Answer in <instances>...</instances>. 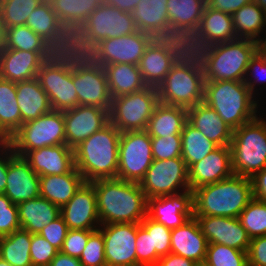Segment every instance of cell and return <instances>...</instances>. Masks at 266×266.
Returning a JSON list of instances; mask_svg holds the SVG:
<instances>
[{
	"instance_id": "cell-25",
	"label": "cell",
	"mask_w": 266,
	"mask_h": 266,
	"mask_svg": "<svg viewBox=\"0 0 266 266\" xmlns=\"http://www.w3.org/2000/svg\"><path fill=\"white\" fill-rule=\"evenodd\" d=\"M43 63L42 52L3 49L0 52V77L15 83L32 80Z\"/></svg>"
},
{
	"instance_id": "cell-51",
	"label": "cell",
	"mask_w": 266,
	"mask_h": 266,
	"mask_svg": "<svg viewBox=\"0 0 266 266\" xmlns=\"http://www.w3.org/2000/svg\"><path fill=\"white\" fill-rule=\"evenodd\" d=\"M153 160H167L181 157L182 138L181 135L166 137H151Z\"/></svg>"
},
{
	"instance_id": "cell-16",
	"label": "cell",
	"mask_w": 266,
	"mask_h": 266,
	"mask_svg": "<svg viewBox=\"0 0 266 266\" xmlns=\"http://www.w3.org/2000/svg\"><path fill=\"white\" fill-rule=\"evenodd\" d=\"M107 266H137V223L100 225Z\"/></svg>"
},
{
	"instance_id": "cell-4",
	"label": "cell",
	"mask_w": 266,
	"mask_h": 266,
	"mask_svg": "<svg viewBox=\"0 0 266 266\" xmlns=\"http://www.w3.org/2000/svg\"><path fill=\"white\" fill-rule=\"evenodd\" d=\"M253 96L244 81L204 82L203 102L213 108L233 130L258 116V102Z\"/></svg>"
},
{
	"instance_id": "cell-50",
	"label": "cell",
	"mask_w": 266,
	"mask_h": 266,
	"mask_svg": "<svg viewBox=\"0 0 266 266\" xmlns=\"http://www.w3.org/2000/svg\"><path fill=\"white\" fill-rule=\"evenodd\" d=\"M79 260L83 266H107L104 251V238L99 229L95 230L89 236Z\"/></svg>"
},
{
	"instance_id": "cell-40",
	"label": "cell",
	"mask_w": 266,
	"mask_h": 266,
	"mask_svg": "<svg viewBox=\"0 0 266 266\" xmlns=\"http://www.w3.org/2000/svg\"><path fill=\"white\" fill-rule=\"evenodd\" d=\"M202 34L212 41L225 43L237 38L232 15L208 7L204 8L201 18Z\"/></svg>"
},
{
	"instance_id": "cell-43",
	"label": "cell",
	"mask_w": 266,
	"mask_h": 266,
	"mask_svg": "<svg viewBox=\"0 0 266 266\" xmlns=\"http://www.w3.org/2000/svg\"><path fill=\"white\" fill-rule=\"evenodd\" d=\"M219 43L207 38L201 34L192 43L191 55L187 67L203 79L207 77L210 71L211 57L216 53Z\"/></svg>"
},
{
	"instance_id": "cell-45",
	"label": "cell",
	"mask_w": 266,
	"mask_h": 266,
	"mask_svg": "<svg viewBox=\"0 0 266 266\" xmlns=\"http://www.w3.org/2000/svg\"><path fill=\"white\" fill-rule=\"evenodd\" d=\"M43 0H0V17L5 27L25 25L30 14Z\"/></svg>"
},
{
	"instance_id": "cell-22",
	"label": "cell",
	"mask_w": 266,
	"mask_h": 266,
	"mask_svg": "<svg viewBox=\"0 0 266 266\" xmlns=\"http://www.w3.org/2000/svg\"><path fill=\"white\" fill-rule=\"evenodd\" d=\"M208 243H216L248 251L251 238L239 218L194 216Z\"/></svg>"
},
{
	"instance_id": "cell-41",
	"label": "cell",
	"mask_w": 266,
	"mask_h": 266,
	"mask_svg": "<svg viewBox=\"0 0 266 266\" xmlns=\"http://www.w3.org/2000/svg\"><path fill=\"white\" fill-rule=\"evenodd\" d=\"M182 152L181 157L186 163L188 169L195 163L205 158L209 153L215 150L218 145L208 140L198 129L189 122L184 126L181 132Z\"/></svg>"
},
{
	"instance_id": "cell-24",
	"label": "cell",
	"mask_w": 266,
	"mask_h": 266,
	"mask_svg": "<svg viewBox=\"0 0 266 266\" xmlns=\"http://www.w3.org/2000/svg\"><path fill=\"white\" fill-rule=\"evenodd\" d=\"M23 158L39 176L62 175L74 167V150L67 145L45 146L28 151Z\"/></svg>"
},
{
	"instance_id": "cell-66",
	"label": "cell",
	"mask_w": 266,
	"mask_h": 266,
	"mask_svg": "<svg viewBox=\"0 0 266 266\" xmlns=\"http://www.w3.org/2000/svg\"><path fill=\"white\" fill-rule=\"evenodd\" d=\"M265 28H266V24H265L264 29ZM265 33H266V31H265ZM264 38L263 39L259 38L256 41L257 42V51L260 52L261 54H266V37H264Z\"/></svg>"
},
{
	"instance_id": "cell-6",
	"label": "cell",
	"mask_w": 266,
	"mask_h": 266,
	"mask_svg": "<svg viewBox=\"0 0 266 266\" xmlns=\"http://www.w3.org/2000/svg\"><path fill=\"white\" fill-rule=\"evenodd\" d=\"M7 142L13 152L21 157L30 150L66 145L63 112L52 110L35 120L23 123Z\"/></svg>"
},
{
	"instance_id": "cell-52",
	"label": "cell",
	"mask_w": 266,
	"mask_h": 266,
	"mask_svg": "<svg viewBox=\"0 0 266 266\" xmlns=\"http://www.w3.org/2000/svg\"><path fill=\"white\" fill-rule=\"evenodd\" d=\"M59 252L40 234H31L30 258L32 266H49Z\"/></svg>"
},
{
	"instance_id": "cell-19",
	"label": "cell",
	"mask_w": 266,
	"mask_h": 266,
	"mask_svg": "<svg viewBox=\"0 0 266 266\" xmlns=\"http://www.w3.org/2000/svg\"><path fill=\"white\" fill-rule=\"evenodd\" d=\"M66 145L74 149L109 123V111L97 106L77 105L63 111Z\"/></svg>"
},
{
	"instance_id": "cell-65",
	"label": "cell",
	"mask_w": 266,
	"mask_h": 266,
	"mask_svg": "<svg viewBox=\"0 0 266 266\" xmlns=\"http://www.w3.org/2000/svg\"><path fill=\"white\" fill-rule=\"evenodd\" d=\"M5 40H6V27L2 18L0 17V52L5 47Z\"/></svg>"
},
{
	"instance_id": "cell-23",
	"label": "cell",
	"mask_w": 266,
	"mask_h": 266,
	"mask_svg": "<svg viewBox=\"0 0 266 266\" xmlns=\"http://www.w3.org/2000/svg\"><path fill=\"white\" fill-rule=\"evenodd\" d=\"M233 174L230 146H218L189 168L190 190L216 183Z\"/></svg>"
},
{
	"instance_id": "cell-5",
	"label": "cell",
	"mask_w": 266,
	"mask_h": 266,
	"mask_svg": "<svg viewBox=\"0 0 266 266\" xmlns=\"http://www.w3.org/2000/svg\"><path fill=\"white\" fill-rule=\"evenodd\" d=\"M230 149L235 175L252 178L263 170L266 167V121L256 117L234 129Z\"/></svg>"
},
{
	"instance_id": "cell-63",
	"label": "cell",
	"mask_w": 266,
	"mask_h": 266,
	"mask_svg": "<svg viewBox=\"0 0 266 266\" xmlns=\"http://www.w3.org/2000/svg\"><path fill=\"white\" fill-rule=\"evenodd\" d=\"M49 266H83L79 258L69 256L59 251Z\"/></svg>"
},
{
	"instance_id": "cell-13",
	"label": "cell",
	"mask_w": 266,
	"mask_h": 266,
	"mask_svg": "<svg viewBox=\"0 0 266 266\" xmlns=\"http://www.w3.org/2000/svg\"><path fill=\"white\" fill-rule=\"evenodd\" d=\"M94 47L103 39H112L138 31L130 12L104 3L97 7L79 28Z\"/></svg>"
},
{
	"instance_id": "cell-34",
	"label": "cell",
	"mask_w": 266,
	"mask_h": 266,
	"mask_svg": "<svg viewBox=\"0 0 266 266\" xmlns=\"http://www.w3.org/2000/svg\"><path fill=\"white\" fill-rule=\"evenodd\" d=\"M201 34V22H196L172 28L162 37L169 49L171 67H187L192 43Z\"/></svg>"
},
{
	"instance_id": "cell-61",
	"label": "cell",
	"mask_w": 266,
	"mask_h": 266,
	"mask_svg": "<svg viewBox=\"0 0 266 266\" xmlns=\"http://www.w3.org/2000/svg\"><path fill=\"white\" fill-rule=\"evenodd\" d=\"M2 148V149H1ZM0 194H4L7 184V168H8V142L0 141Z\"/></svg>"
},
{
	"instance_id": "cell-49",
	"label": "cell",
	"mask_w": 266,
	"mask_h": 266,
	"mask_svg": "<svg viewBox=\"0 0 266 266\" xmlns=\"http://www.w3.org/2000/svg\"><path fill=\"white\" fill-rule=\"evenodd\" d=\"M140 224L151 234L152 250L163 257L171 253V230L146 216Z\"/></svg>"
},
{
	"instance_id": "cell-55",
	"label": "cell",
	"mask_w": 266,
	"mask_h": 266,
	"mask_svg": "<svg viewBox=\"0 0 266 266\" xmlns=\"http://www.w3.org/2000/svg\"><path fill=\"white\" fill-rule=\"evenodd\" d=\"M260 81L266 82V54H261L257 51L255 55L250 59L244 83L250 89V92L254 95L256 84L259 82L258 85H260Z\"/></svg>"
},
{
	"instance_id": "cell-38",
	"label": "cell",
	"mask_w": 266,
	"mask_h": 266,
	"mask_svg": "<svg viewBox=\"0 0 266 266\" xmlns=\"http://www.w3.org/2000/svg\"><path fill=\"white\" fill-rule=\"evenodd\" d=\"M234 31L237 38L257 41L266 24V12L251 2L232 14Z\"/></svg>"
},
{
	"instance_id": "cell-44",
	"label": "cell",
	"mask_w": 266,
	"mask_h": 266,
	"mask_svg": "<svg viewBox=\"0 0 266 266\" xmlns=\"http://www.w3.org/2000/svg\"><path fill=\"white\" fill-rule=\"evenodd\" d=\"M41 38L57 33L63 26L53 11L51 2H42L28 17L26 23Z\"/></svg>"
},
{
	"instance_id": "cell-1",
	"label": "cell",
	"mask_w": 266,
	"mask_h": 266,
	"mask_svg": "<svg viewBox=\"0 0 266 266\" xmlns=\"http://www.w3.org/2000/svg\"><path fill=\"white\" fill-rule=\"evenodd\" d=\"M95 189L101 225L140 223L147 216V198L139 183L119 178L90 182Z\"/></svg>"
},
{
	"instance_id": "cell-47",
	"label": "cell",
	"mask_w": 266,
	"mask_h": 266,
	"mask_svg": "<svg viewBox=\"0 0 266 266\" xmlns=\"http://www.w3.org/2000/svg\"><path fill=\"white\" fill-rule=\"evenodd\" d=\"M4 49L42 52V38L26 25L9 27L6 28Z\"/></svg>"
},
{
	"instance_id": "cell-7",
	"label": "cell",
	"mask_w": 266,
	"mask_h": 266,
	"mask_svg": "<svg viewBox=\"0 0 266 266\" xmlns=\"http://www.w3.org/2000/svg\"><path fill=\"white\" fill-rule=\"evenodd\" d=\"M156 87L112 98L109 122L120 132L146 130L148 121L159 104Z\"/></svg>"
},
{
	"instance_id": "cell-11",
	"label": "cell",
	"mask_w": 266,
	"mask_h": 266,
	"mask_svg": "<svg viewBox=\"0 0 266 266\" xmlns=\"http://www.w3.org/2000/svg\"><path fill=\"white\" fill-rule=\"evenodd\" d=\"M139 185L147 199L190 190L189 169L182 157L153 160Z\"/></svg>"
},
{
	"instance_id": "cell-58",
	"label": "cell",
	"mask_w": 266,
	"mask_h": 266,
	"mask_svg": "<svg viewBox=\"0 0 266 266\" xmlns=\"http://www.w3.org/2000/svg\"><path fill=\"white\" fill-rule=\"evenodd\" d=\"M247 258L248 266H266V235L251 239Z\"/></svg>"
},
{
	"instance_id": "cell-60",
	"label": "cell",
	"mask_w": 266,
	"mask_h": 266,
	"mask_svg": "<svg viewBox=\"0 0 266 266\" xmlns=\"http://www.w3.org/2000/svg\"><path fill=\"white\" fill-rule=\"evenodd\" d=\"M253 198L266 202V167L252 178Z\"/></svg>"
},
{
	"instance_id": "cell-10",
	"label": "cell",
	"mask_w": 266,
	"mask_h": 266,
	"mask_svg": "<svg viewBox=\"0 0 266 266\" xmlns=\"http://www.w3.org/2000/svg\"><path fill=\"white\" fill-rule=\"evenodd\" d=\"M152 162L151 137L146 130L121 132L117 178L140 183Z\"/></svg>"
},
{
	"instance_id": "cell-12",
	"label": "cell",
	"mask_w": 266,
	"mask_h": 266,
	"mask_svg": "<svg viewBox=\"0 0 266 266\" xmlns=\"http://www.w3.org/2000/svg\"><path fill=\"white\" fill-rule=\"evenodd\" d=\"M204 82L188 67H171L157 87L159 102L189 109L204 101Z\"/></svg>"
},
{
	"instance_id": "cell-8",
	"label": "cell",
	"mask_w": 266,
	"mask_h": 266,
	"mask_svg": "<svg viewBox=\"0 0 266 266\" xmlns=\"http://www.w3.org/2000/svg\"><path fill=\"white\" fill-rule=\"evenodd\" d=\"M42 57L46 63L74 68L93 61V47L79 28L62 27L54 35L42 38Z\"/></svg>"
},
{
	"instance_id": "cell-64",
	"label": "cell",
	"mask_w": 266,
	"mask_h": 266,
	"mask_svg": "<svg viewBox=\"0 0 266 266\" xmlns=\"http://www.w3.org/2000/svg\"><path fill=\"white\" fill-rule=\"evenodd\" d=\"M140 0H104V3L125 12H132Z\"/></svg>"
},
{
	"instance_id": "cell-62",
	"label": "cell",
	"mask_w": 266,
	"mask_h": 266,
	"mask_svg": "<svg viewBox=\"0 0 266 266\" xmlns=\"http://www.w3.org/2000/svg\"><path fill=\"white\" fill-rule=\"evenodd\" d=\"M195 264L196 262L183 256L169 253L166 256L160 257L153 266H195Z\"/></svg>"
},
{
	"instance_id": "cell-15",
	"label": "cell",
	"mask_w": 266,
	"mask_h": 266,
	"mask_svg": "<svg viewBox=\"0 0 266 266\" xmlns=\"http://www.w3.org/2000/svg\"><path fill=\"white\" fill-rule=\"evenodd\" d=\"M36 78L48 95L53 110L63 112L78 105L73 68L44 62Z\"/></svg>"
},
{
	"instance_id": "cell-3",
	"label": "cell",
	"mask_w": 266,
	"mask_h": 266,
	"mask_svg": "<svg viewBox=\"0 0 266 266\" xmlns=\"http://www.w3.org/2000/svg\"><path fill=\"white\" fill-rule=\"evenodd\" d=\"M193 192L194 216L239 218L253 199L251 178L235 174Z\"/></svg>"
},
{
	"instance_id": "cell-14",
	"label": "cell",
	"mask_w": 266,
	"mask_h": 266,
	"mask_svg": "<svg viewBox=\"0 0 266 266\" xmlns=\"http://www.w3.org/2000/svg\"><path fill=\"white\" fill-rule=\"evenodd\" d=\"M153 39L150 34L139 30L122 37L103 39L93 47V61L102 67L120 63L139 65Z\"/></svg>"
},
{
	"instance_id": "cell-17",
	"label": "cell",
	"mask_w": 266,
	"mask_h": 266,
	"mask_svg": "<svg viewBox=\"0 0 266 266\" xmlns=\"http://www.w3.org/2000/svg\"><path fill=\"white\" fill-rule=\"evenodd\" d=\"M73 84L78 96V105L97 106L110 110L112 97L104 67L94 61L74 67Z\"/></svg>"
},
{
	"instance_id": "cell-26",
	"label": "cell",
	"mask_w": 266,
	"mask_h": 266,
	"mask_svg": "<svg viewBox=\"0 0 266 266\" xmlns=\"http://www.w3.org/2000/svg\"><path fill=\"white\" fill-rule=\"evenodd\" d=\"M170 244L171 253L198 263L205 260L209 243L193 217L182 226L171 230Z\"/></svg>"
},
{
	"instance_id": "cell-54",
	"label": "cell",
	"mask_w": 266,
	"mask_h": 266,
	"mask_svg": "<svg viewBox=\"0 0 266 266\" xmlns=\"http://www.w3.org/2000/svg\"><path fill=\"white\" fill-rule=\"evenodd\" d=\"M137 266H153L158 260L156 250H152L151 234L137 223L136 234Z\"/></svg>"
},
{
	"instance_id": "cell-28",
	"label": "cell",
	"mask_w": 266,
	"mask_h": 266,
	"mask_svg": "<svg viewBox=\"0 0 266 266\" xmlns=\"http://www.w3.org/2000/svg\"><path fill=\"white\" fill-rule=\"evenodd\" d=\"M138 66L144 83L157 88L171 69L169 49L162 38L149 43Z\"/></svg>"
},
{
	"instance_id": "cell-69",
	"label": "cell",
	"mask_w": 266,
	"mask_h": 266,
	"mask_svg": "<svg viewBox=\"0 0 266 266\" xmlns=\"http://www.w3.org/2000/svg\"><path fill=\"white\" fill-rule=\"evenodd\" d=\"M0 266H13L7 261H5L3 258L0 257Z\"/></svg>"
},
{
	"instance_id": "cell-33",
	"label": "cell",
	"mask_w": 266,
	"mask_h": 266,
	"mask_svg": "<svg viewBox=\"0 0 266 266\" xmlns=\"http://www.w3.org/2000/svg\"><path fill=\"white\" fill-rule=\"evenodd\" d=\"M187 122L186 108L159 103L148 121L146 131L150 137L181 135Z\"/></svg>"
},
{
	"instance_id": "cell-29",
	"label": "cell",
	"mask_w": 266,
	"mask_h": 266,
	"mask_svg": "<svg viewBox=\"0 0 266 266\" xmlns=\"http://www.w3.org/2000/svg\"><path fill=\"white\" fill-rule=\"evenodd\" d=\"M168 0H140L131 12L137 29L154 38H162L169 30Z\"/></svg>"
},
{
	"instance_id": "cell-53",
	"label": "cell",
	"mask_w": 266,
	"mask_h": 266,
	"mask_svg": "<svg viewBox=\"0 0 266 266\" xmlns=\"http://www.w3.org/2000/svg\"><path fill=\"white\" fill-rule=\"evenodd\" d=\"M18 206L5 194H0V237L20 229Z\"/></svg>"
},
{
	"instance_id": "cell-57",
	"label": "cell",
	"mask_w": 266,
	"mask_h": 266,
	"mask_svg": "<svg viewBox=\"0 0 266 266\" xmlns=\"http://www.w3.org/2000/svg\"><path fill=\"white\" fill-rule=\"evenodd\" d=\"M68 231L69 228L60 215L43 228L39 234L60 251Z\"/></svg>"
},
{
	"instance_id": "cell-21",
	"label": "cell",
	"mask_w": 266,
	"mask_h": 266,
	"mask_svg": "<svg viewBox=\"0 0 266 266\" xmlns=\"http://www.w3.org/2000/svg\"><path fill=\"white\" fill-rule=\"evenodd\" d=\"M60 214L69 229H99L101 225L97 211L96 193L90 182H85L72 199L60 208Z\"/></svg>"
},
{
	"instance_id": "cell-18",
	"label": "cell",
	"mask_w": 266,
	"mask_h": 266,
	"mask_svg": "<svg viewBox=\"0 0 266 266\" xmlns=\"http://www.w3.org/2000/svg\"><path fill=\"white\" fill-rule=\"evenodd\" d=\"M147 216L172 230L194 217V192L147 199Z\"/></svg>"
},
{
	"instance_id": "cell-2",
	"label": "cell",
	"mask_w": 266,
	"mask_h": 266,
	"mask_svg": "<svg viewBox=\"0 0 266 266\" xmlns=\"http://www.w3.org/2000/svg\"><path fill=\"white\" fill-rule=\"evenodd\" d=\"M120 135L109 122L73 149L75 167L86 182L117 178Z\"/></svg>"
},
{
	"instance_id": "cell-67",
	"label": "cell",
	"mask_w": 266,
	"mask_h": 266,
	"mask_svg": "<svg viewBox=\"0 0 266 266\" xmlns=\"http://www.w3.org/2000/svg\"><path fill=\"white\" fill-rule=\"evenodd\" d=\"M253 2L257 3L266 12V0H253Z\"/></svg>"
},
{
	"instance_id": "cell-48",
	"label": "cell",
	"mask_w": 266,
	"mask_h": 266,
	"mask_svg": "<svg viewBox=\"0 0 266 266\" xmlns=\"http://www.w3.org/2000/svg\"><path fill=\"white\" fill-rule=\"evenodd\" d=\"M205 260L212 266H248L247 252L209 243Z\"/></svg>"
},
{
	"instance_id": "cell-68",
	"label": "cell",
	"mask_w": 266,
	"mask_h": 266,
	"mask_svg": "<svg viewBox=\"0 0 266 266\" xmlns=\"http://www.w3.org/2000/svg\"><path fill=\"white\" fill-rule=\"evenodd\" d=\"M195 266H212V265L209 264L206 260H204L196 263Z\"/></svg>"
},
{
	"instance_id": "cell-9",
	"label": "cell",
	"mask_w": 266,
	"mask_h": 266,
	"mask_svg": "<svg viewBox=\"0 0 266 266\" xmlns=\"http://www.w3.org/2000/svg\"><path fill=\"white\" fill-rule=\"evenodd\" d=\"M257 52V42L235 39L219 43L211 57L210 71L205 81H244L250 59Z\"/></svg>"
},
{
	"instance_id": "cell-39",
	"label": "cell",
	"mask_w": 266,
	"mask_h": 266,
	"mask_svg": "<svg viewBox=\"0 0 266 266\" xmlns=\"http://www.w3.org/2000/svg\"><path fill=\"white\" fill-rule=\"evenodd\" d=\"M31 233L22 228L0 237V257L13 266H32Z\"/></svg>"
},
{
	"instance_id": "cell-37",
	"label": "cell",
	"mask_w": 266,
	"mask_h": 266,
	"mask_svg": "<svg viewBox=\"0 0 266 266\" xmlns=\"http://www.w3.org/2000/svg\"><path fill=\"white\" fill-rule=\"evenodd\" d=\"M53 11L63 27L80 28L104 0H51Z\"/></svg>"
},
{
	"instance_id": "cell-30",
	"label": "cell",
	"mask_w": 266,
	"mask_h": 266,
	"mask_svg": "<svg viewBox=\"0 0 266 266\" xmlns=\"http://www.w3.org/2000/svg\"><path fill=\"white\" fill-rule=\"evenodd\" d=\"M85 182L76 167L66 174L40 176V196L61 208Z\"/></svg>"
},
{
	"instance_id": "cell-56",
	"label": "cell",
	"mask_w": 266,
	"mask_h": 266,
	"mask_svg": "<svg viewBox=\"0 0 266 266\" xmlns=\"http://www.w3.org/2000/svg\"><path fill=\"white\" fill-rule=\"evenodd\" d=\"M93 232L91 230L69 229L60 251L69 256L80 258L88 238Z\"/></svg>"
},
{
	"instance_id": "cell-42",
	"label": "cell",
	"mask_w": 266,
	"mask_h": 266,
	"mask_svg": "<svg viewBox=\"0 0 266 266\" xmlns=\"http://www.w3.org/2000/svg\"><path fill=\"white\" fill-rule=\"evenodd\" d=\"M206 0H168L167 17L170 29L201 22Z\"/></svg>"
},
{
	"instance_id": "cell-46",
	"label": "cell",
	"mask_w": 266,
	"mask_h": 266,
	"mask_svg": "<svg viewBox=\"0 0 266 266\" xmlns=\"http://www.w3.org/2000/svg\"><path fill=\"white\" fill-rule=\"evenodd\" d=\"M239 220L249 237L266 235V202L253 198L240 213Z\"/></svg>"
},
{
	"instance_id": "cell-59",
	"label": "cell",
	"mask_w": 266,
	"mask_h": 266,
	"mask_svg": "<svg viewBox=\"0 0 266 266\" xmlns=\"http://www.w3.org/2000/svg\"><path fill=\"white\" fill-rule=\"evenodd\" d=\"M253 0H206V5L215 10L232 15L242 6L251 3Z\"/></svg>"
},
{
	"instance_id": "cell-31",
	"label": "cell",
	"mask_w": 266,
	"mask_h": 266,
	"mask_svg": "<svg viewBox=\"0 0 266 266\" xmlns=\"http://www.w3.org/2000/svg\"><path fill=\"white\" fill-rule=\"evenodd\" d=\"M16 93L22 124L53 110L49 97L37 78L17 82Z\"/></svg>"
},
{
	"instance_id": "cell-35",
	"label": "cell",
	"mask_w": 266,
	"mask_h": 266,
	"mask_svg": "<svg viewBox=\"0 0 266 266\" xmlns=\"http://www.w3.org/2000/svg\"><path fill=\"white\" fill-rule=\"evenodd\" d=\"M112 98L138 92L147 87L138 65L120 63L104 66Z\"/></svg>"
},
{
	"instance_id": "cell-32",
	"label": "cell",
	"mask_w": 266,
	"mask_h": 266,
	"mask_svg": "<svg viewBox=\"0 0 266 266\" xmlns=\"http://www.w3.org/2000/svg\"><path fill=\"white\" fill-rule=\"evenodd\" d=\"M17 206L20 226L31 234H39L43 228L61 215L60 207L41 196L24 201Z\"/></svg>"
},
{
	"instance_id": "cell-20",
	"label": "cell",
	"mask_w": 266,
	"mask_h": 266,
	"mask_svg": "<svg viewBox=\"0 0 266 266\" xmlns=\"http://www.w3.org/2000/svg\"><path fill=\"white\" fill-rule=\"evenodd\" d=\"M4 194L16 205L40 196V176L8 143L7 184Z\"/></svg>"
},
{
	"instance_id": "cell-36",
	"label": "cell",
	"mask_w": 266,
	"mask_h": 266,
	"mask_svg": "<svg viewBox=\"0 0 266 266\" xmlns=\"http://www.w3.org/2000/svg\"><path fill=\"white\" fill-rule=\"evenodd\" d=\"M21 125L16 83L0 77V141H8Z\"/></svg>"
},
{
	"instance_id": "cell-27",
	"label": "cell",
	"mask_w": 266,
	"mask_h": 266,
	"mask_svg": "<svg viewBox=\"0 0 266 266\" xmlns=\"http://www.w3.org/2000/svg\"><path fill=\"white\" fill-rule=\"evenodd\" d=\"M188 122L218 146H230L233 129L205 102L187 109Z\"/></svg>"
}]
</instances>
